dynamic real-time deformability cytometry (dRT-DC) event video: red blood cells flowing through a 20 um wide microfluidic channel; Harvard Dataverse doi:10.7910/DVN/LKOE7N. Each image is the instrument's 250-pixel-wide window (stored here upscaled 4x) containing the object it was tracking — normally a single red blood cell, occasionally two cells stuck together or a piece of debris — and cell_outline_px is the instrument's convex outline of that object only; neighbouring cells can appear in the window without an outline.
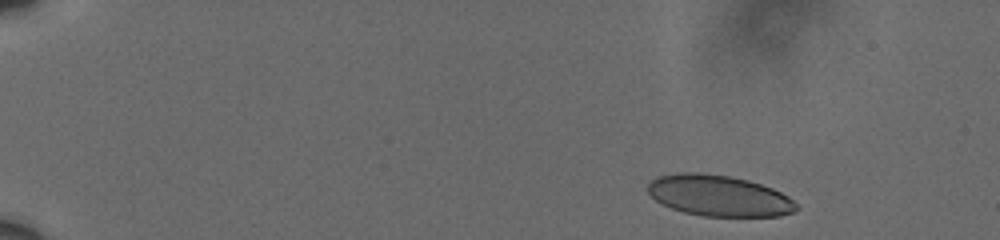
{"species": "human", "species_latin": "Homo sapiens", "temperature_condition": "cold", "stored_images_in_passage": 52, "camera_frame_rate_fps": 3000, "um_per_image_px": 0.085, "donor": {"sex": "male"}, "frame": {"image": 1, "passage_image": 1, "time_ms": 0.0, "image_size_px": [1000, 240], "cell_outline_px": [[796, 208], [792, 212], [780, 216], [704, 216], [684, 212], [672, 208], [656, 200], [648, 192], [648, 184], [652, 180], [660, 176], [676, 172], [700, 172], [728, 176], [748, 180], [772, 188], [788, 196], [796, 204]], "centroid_in_image_um": [61.09, 16.62], "position_along_channel_um": 23.9, "area_um2": 35.2}}
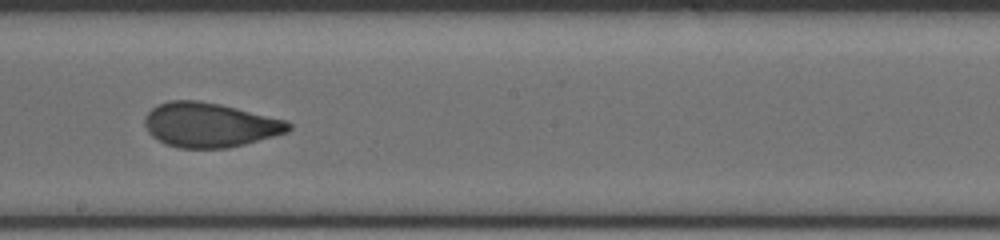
{"frame": {"image": 2, "passage_image": 29, "time_ms": 9.333, "image_size_px": [1000, 240], "cell_outline_px": [[292, 128], [288, 132], [244, 144], [228, 148], [180, 148], [164, 144], [152, 136], [148, 132], [144, 124], [144, 120], [148, 112], [152, 108], [160, 104], [172, 100], [196, 100], [220, 104], [288, 120], [292, 124]], "centroid_in_image_um": [17.84, 10.62], "position_along_channel_um": 230.4, "area_um2": 37.34}}
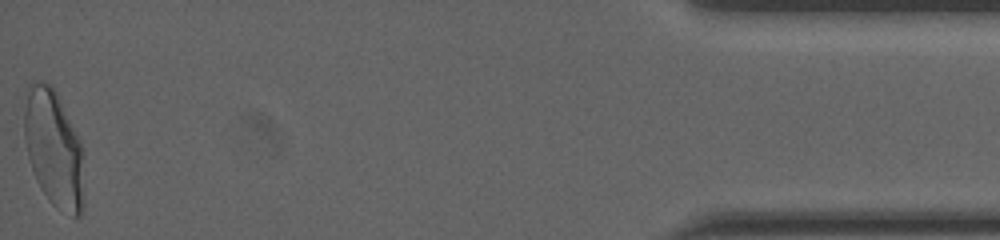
{"frame": {"image": 3, "passage_image": 52, "time_ms": 17.0, "image_size_px": [1000, 240], "cell_outline_px": [[84, 212], [80, 216], [72, 216], [56, 208], [48, 200], [40, 188], [36, 180], [28, 156], [24, 136], [24, 112], [28, 84], [32, 80], [36, 80], [52, 84], [80, 140], [84, 200]], "centroid_in_image_um": [4.56, 12.64], "position_along_channel_um": 430.6, "area_um2": 40.86}, "authors_computed_cell_mechanics": {"area_um2": 37.4833, "velocity_mm_per_s": 3.6048, "shape_relaxation_time_tau1_ms": 9.0505, "shape_relaxation_time_tau2_ms": 0.9823, "deformation_change_tau1": 0.2093, "deformation_change_tau2": 0.0686}}